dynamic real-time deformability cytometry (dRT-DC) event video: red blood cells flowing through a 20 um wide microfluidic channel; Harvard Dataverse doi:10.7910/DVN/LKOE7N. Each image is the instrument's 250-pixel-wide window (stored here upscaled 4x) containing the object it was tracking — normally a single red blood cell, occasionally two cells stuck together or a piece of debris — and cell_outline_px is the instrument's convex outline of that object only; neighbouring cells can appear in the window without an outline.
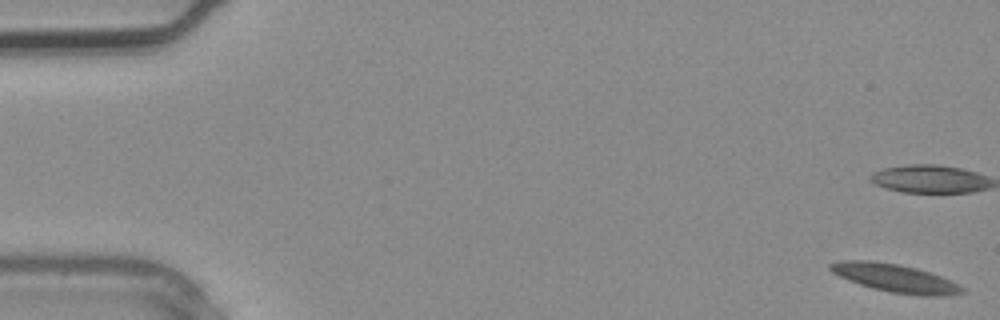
{"species": "common noctule bat (a hibernating species)", "species_latin": "Nyctalus noctula", "temperature_condition": "warm", "stored_images_in_passage": 4, "camera_frame_rate_fps": 3000, "um_per_image_px": 0.085, "animal": {"sex": "male", "body_mass_g": 20.4}, "frame": {"image": 1, "passage_image": 1, "time_ms": 0.0, "image_size_px": [1000, 320], "cell_outline_px": [[964, 292], [940, 296], [920, 296], [892, 292], [872, 288], [848, 280], [832, 272], [828, 268], [828, 264], [840, 260], [872, 260], [896, 264], [916, 268], [940, 276], [960, 284], [964, 288]], "centroid_in_image_um": [76.06, 23.63], "position_along_channel_um": 8.9, "area_um2": 21.5}}